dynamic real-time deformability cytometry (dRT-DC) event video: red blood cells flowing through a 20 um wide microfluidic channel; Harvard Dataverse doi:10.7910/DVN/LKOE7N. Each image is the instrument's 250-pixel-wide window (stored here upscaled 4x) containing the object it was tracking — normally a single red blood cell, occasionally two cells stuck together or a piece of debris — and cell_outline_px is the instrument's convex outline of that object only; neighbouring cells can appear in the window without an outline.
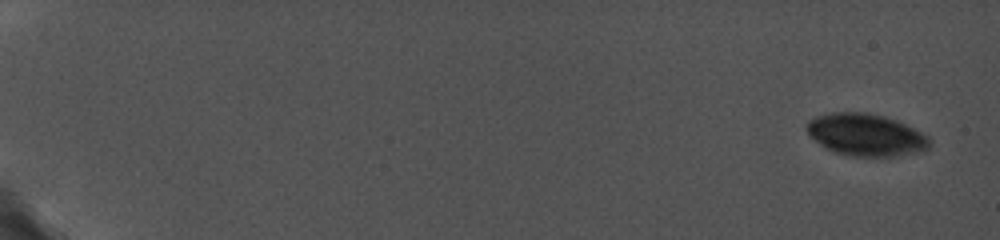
{"species": "common noctule bat (a hibernating species)", "species_latin": "Nyctalus noctula", "temperature_condition": "cold", "stored_images_in_passage": 7, "camera_frame_rate_fps": 5000, "um_per_image_px": 0.085, "animal": {"sex": "female", "body_mass_g": 19.0, "forearm_length_mm": 56.7}, "frame": {"image": 1, "passage_image": 1, "time_ms": 0.0, "image_size_px": [1000, 240], "cell_outline_px": [[928, 148], [916, 152], [892, 156], [852, 156], [836, 152], [820, 144], [808, 136], [804, 128], [808, 120], [816, 116], [832, 112], [868, 112], [884, 116], [896, 120], [928, 136]], "centroid_in_image_um": [73.52, 11.44], "position_along_channel_um": 11.5, "area_um2": 29.94}}